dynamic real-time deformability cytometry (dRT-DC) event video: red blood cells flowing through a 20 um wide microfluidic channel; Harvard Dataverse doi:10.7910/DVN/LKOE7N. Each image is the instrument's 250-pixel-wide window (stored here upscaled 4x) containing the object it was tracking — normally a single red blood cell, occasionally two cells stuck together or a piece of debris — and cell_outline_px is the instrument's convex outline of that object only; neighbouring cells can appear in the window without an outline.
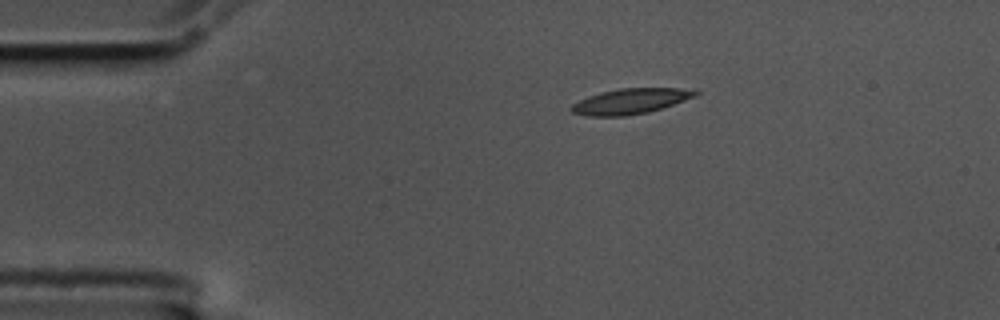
{"species": "common noctule bat (a hibernating species)", "species_latin": "Nyctalus noctula", "temperature_condition": "cold", "stored_images_in_passage": 3, "camera_frame_rate_fps": 3000, "um_per_image_px": 0.085, "animal": {"sex": "male", "body_mass_g": 17.5, "forearm_length_mm": 52.3}, "frame": {"image": 1, "passage_image": 1, "time_ms": 0.0, "image_size_px": [1000, 320], "cell_outline_px": [[700, 92], [696, 96], [648, 112], [624, 116], [588, 116], [572, 112], [572, 104], [588, 96], [600, 92], [620, 88], [696, 88]], "centroid_in_image_um": [53.63, 8.59], "position_along_channel_um": 31.4, "area_um2": 18.26}}
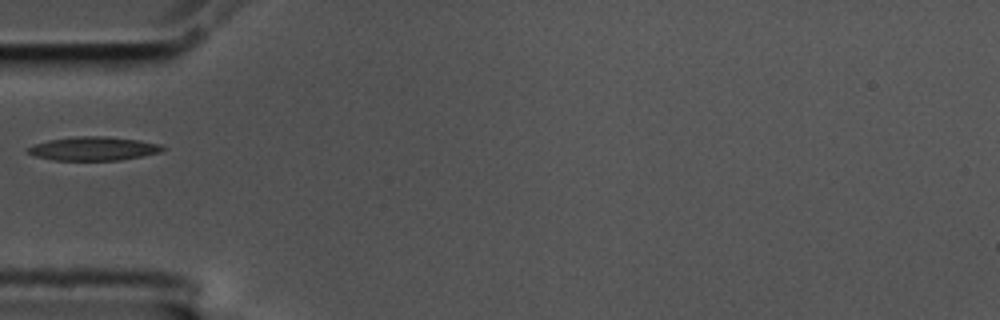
{"frame": {"image": 2, "passage_image": 3, "time_ms": 0.667, "image_size_px": [1000, 320], "cell_outline_px": [[168, 148], [160, 152], [144, 156], [120, 160], [52, 160], [36, 156], [24, 152], [24, 148], [48, 140], [76, 136], [108, 136], [140, 140], [160, 144]], "centroid_in_image_um": [7.95, 12.63], "position_along_channel_um": 77.0, "area_um2": 18.9}}